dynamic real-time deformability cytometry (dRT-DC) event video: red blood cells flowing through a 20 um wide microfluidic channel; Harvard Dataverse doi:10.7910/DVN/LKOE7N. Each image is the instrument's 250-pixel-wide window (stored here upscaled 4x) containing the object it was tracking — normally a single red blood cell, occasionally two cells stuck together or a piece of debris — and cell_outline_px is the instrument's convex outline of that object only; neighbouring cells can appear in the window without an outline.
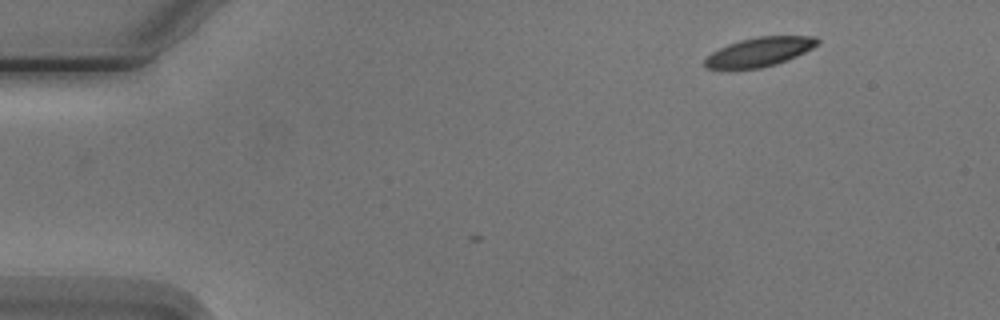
{"species": "Egyptian fruit bat (a non-hibernating species)", "species_latin": "Rousettus aegyptiacus", "temperature_condition": "cold", "stored_images_in_passage": 3, "camera_frame_rate_fps": 3000, "um_per_image_px": 0.085, "animal": {"sex": "male"}, "frame": {"image": 1, "passage_image": 1, "time_ms": 0.0, "image_size_px": [1000, 320], "cell_outline_px": [[820, 40], [812, 48], [796, 56], [776, 64], [760, 68], [708, 68], [704, 64], [704, 60], [712, 52], [728, 44], [740, 40], [756, 36], [816, 36]], "centroid_in_image_um": [64.57, 4.39], "position_along_channel_um": 20.4, "area_um2": 18.79}}